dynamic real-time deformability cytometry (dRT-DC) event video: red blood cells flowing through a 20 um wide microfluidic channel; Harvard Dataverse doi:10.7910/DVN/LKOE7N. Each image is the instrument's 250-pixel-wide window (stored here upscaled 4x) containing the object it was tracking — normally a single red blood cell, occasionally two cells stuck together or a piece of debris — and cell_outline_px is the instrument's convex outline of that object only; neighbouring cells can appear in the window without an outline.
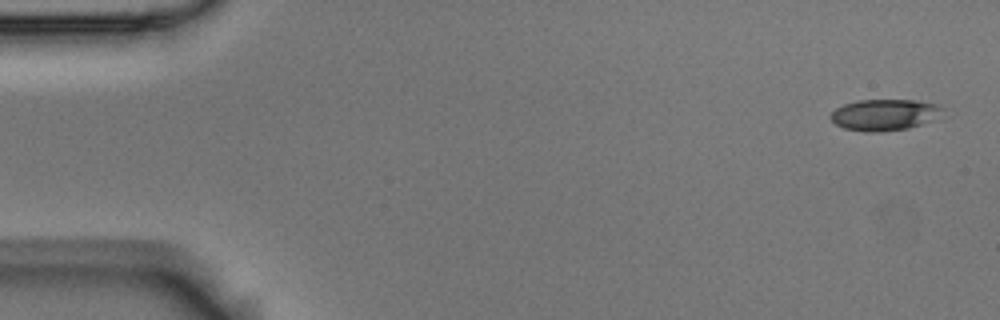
{"species": "Egyptian fruit bat (a non-hibernating species)", "species_latin": "Rousettus aegyptiacus", "temperature_condition": "room temperature", "stored_images_in_passage": 4, "camera_frame_rate_fps": 3000, "um_per_image_px": 0.085, "animal": {"sex": "male"}, "frame": {"image": 1, "passage_image": 1, "time_ms": 0.0, "image_size_px": [1000, 320], "cell_outline_px": [[944, 108], [920, 124], [908, 128], [880, 132], [864, 132], [844, 128], [836, 124], [828, 116], [836, 108], [844, 104], [860, 100], [912, 100], [940, 104]], "centroid_in_image_um": [75.08, 9.75], "position_along_channel_um": 9.9, "area_um2": 19.94}}
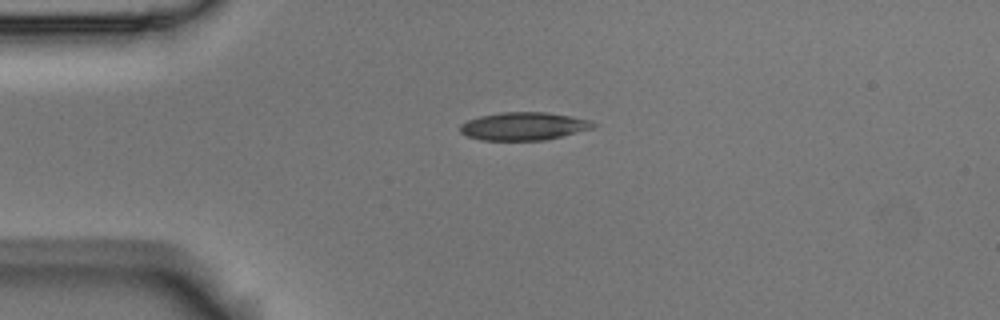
{"frame": {"image": 2, "passage_image": 3, "time_ms": 0.667, "image_size_px": [1000, 320], "cell_outline_px": [[596, 124], [592, 128], [544, 140], [484, 140], [468, 136], [460, 132], [460, 124], [468, 120], [480, 116], [500, 112], [548, 112], [572, 116], [588, 120]], "centroid_in_image_um": [44.48, 10.72], "position_along_channel_um": 40.5, "area_um2": 21.44}}